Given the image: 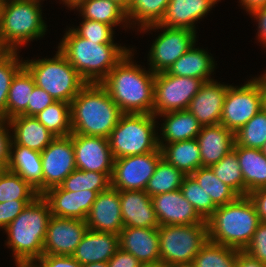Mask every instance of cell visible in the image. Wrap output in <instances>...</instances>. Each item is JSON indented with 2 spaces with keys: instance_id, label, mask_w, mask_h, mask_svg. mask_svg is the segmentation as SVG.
<instances>
[{
  "instance_id": "cell-48",
  "label": "cell",
  "mask_w": 266,
  "mask_h": 267,
  "mask_svg": "<svg viewBox=\"0 0 266 267\" xmlns=\"http://www.w3.org/2000/svg\"><path fill=\"white\" fill-rule=\"evenodd\" d=\"M56 100L44 89L35 86L27 106V116H36Z\"/></svg>"
},
{
  "instance_id": "cell-25",
  "label": "cell",
  "mask_w": 266,
  "mask_h": 267,
  "mask_svg": "<svg viewBox=\"0 0 266 267\" xmlns=\"http://www.w3.org/2000/svg\"><path fill=\"white\" fill-rule=\"evenodd\" d=\"M119 249V235L87 230L72 257L81 265L108 262Z\"/></svg>"
},
{
  "instance_id": "cell-63",
  "label": "cell",
  "mask_w": 266,
  "mask_h": 267,
  "mask_svg": "<svg viewBox=\"0 0 266 267\" xmlns=\"http://www.w3.org/2000/svg\"><path fill=\"white\" fill-rule=\"evenodd\" d=\"M16 267H33L32 265H16Z\"/></svg>"
},
{
  "instance_id": "cell-65",
  "label": "cell",
  "mask_w": 266,
  "mask_h": 267,
  "mask_svg": "<svg viewBox=\"0 0 266 267\" xmlns=\"http://www.w3.org/2000/svg\"><path fill=\"white\" fill-rule=\"evenodd\" d=\"M175 267H192L191 265H185V266H175Z\"/></svg>"
},
{
  "instance_id": "cell-9",
  "label": "cell",
  "mask_w": 266,
  "mask_h": 267,
  "mask_svg": "<svg viewBox=\"0 0 266 267\" xmlns=\"http://www.w3.org/2000/svg\"><path fill=\"white\" fill-rule=\"evenodd\" d=\"M160 261L175 267L191 265L209 240L207 224L158 227Z\"/></svg>"
},
{
  "instance_id": "cell-33",
  "label": "cell",
  "mask_w": 266,
  "mask_h": 267,
  "mask_svg": "<svg viewBox=\"0 0 266 267\" xmlns=\"http://www.w3.org/2000/svg\"><path fill=\"white\" fill-rule=\"evenodd\" d=\"M35 80L29 70L23 66L14 76L6 102V120L18 115L27 116V106L35 87Z\"/></svg>"
},
{
  "instance_id": "cell-1",
  "label": "cell",
  "mask_w": 266,
  "mask_h": 267,
  "mask_svg": "<svg viewBox=\"0 0 266 267\" xmlns=\"http://www.w3.org/2000/svg\"><path fill=\"white\" fill-rule=\"evenodd\" d=\"M132 49L100 84L122 113L153 114L155 73L133 61Z\"/></svg>"
},
{
  "instance_id": "cell-37",
  "label": "cell",
  "mask_w": 266,
  "mask_h": 267,
  "mask_svg": "<svg viewBox=\"0 0 266 267\" xmlns=\"http://www.w3.org/2000/svg\"><path fill=\"white\" fill-rule=\"evenodd\" d=\"M35 118L55 137H65L72 133L70 103L55 101Z\"/></svg>"
},
{
  "instance_id": "cell-41",
  "label": "cell",
  "mask_w": 266,
  "mask_h": 267,
  "mask_svg": "<svg viewBox=\"0 0 266 267\" xmlns=\"http://www.w3.org/2000/svg\"><path fill=\"white\" fill-rule=\"evenodd\" d=\"M235 145L260 149L266 143V111L262 109L234 133Z\"/></svg>"
},
{
  "instance_id": "cell-22",
  "label": "cell",
  "mask_w": 266,
  "mask_h": 267,
  "mask_svg": "<svg viewBox=\"0 0 266 267\" xmlns=\"http://www.w3.org/2000/svg\"><path fill=\"white\" fill-rule=\"evenodd\" d=\"M118 235L119 248L142 264L160 261L158 228L124 227Z\"/></svg>"
},
{
  "instance_id": "cell-53",
  "label": "cell",
  "mask_w": 266,
  "mask_h": 267,
  "mask_svg": "<svg viewBox=\"0 0 266 267\" xmlns=\"http://www.w3.org/2000/svg\"><path fill=\"white\" fill-rule=\"evenodd\" d=\"M249 15L254 17V20L258 22V41L260 42V44L262 43V45H264V48H266V6L254 10Z\"/></svg>"
},
{
  "instance_id": "cell-61",
  "label": "cell",
  "mask_w": 266,
  "mask_h": 267,
  "mask_svg": "<svg viewBox=\"0 0 266 267\" xmlns=\"http://www.w3.org/2000/svg\"><path fill=\"white\" fill-rule=\"evenodd\" d=\"M5 2L6 0H0V29L2 26L3 9H4Z\"/></svg>"
},
{
  "instance_id": "cell-50",
  "label": "cell",
  "mask_w": 266,
  "mask_h": 267,
  "mask_svg": "<svg viewBox=\"0 0 266 267\" xmlns=\"http://www.w3.org/2000/svg\"><path fill=\"white\" fill-rule=\"evenodd\" d=\"M33 267H82L72 256L43 254L32 264Z\"/></svg>"
},
{
  "instance_id": "cell-54",
  "label": "cell",
  "mask_w": 266,
  "mask_h": 267,
  "mask_svg": "<svg viewBox=\"0 0 266 267\" xmlns=\"http://www.w3.org/2000/svg\"><path fill=\"white\" fill-rule=\"evenodd\" d=\"M236 267H266V265L256 259H253L246 252L239 251Z\"/></svg>"
},
{
  "instance_id": "cell-19",
  "label": "cell",
  "mask_w": 266,
  "mask_h": 267,
  "mask_svg": "<svg viewBox=\"0 0 266 267\" xmlns=\"http://www.w3.org/2000/svg\"><path fill=\"white\" fill-rule=\"evenodd\" d=\"M85 222L89 230L119 234L124 228L119 190L110 187L98 193Z\"/></svg>"
},
{
  "instance_id": "cell-49",
  "label": "cell",
  "mask_w": 266,
  "mask_h": 267,
  "mask_svg": "<svg viewBox=\"0 0 266 267\" xmlns=\"http://www.w3.org/2000/svg\"><path fill=\"white\" fill-rule=\"evenodd\" d=\"M8 120L0 119V166L7 168L11 159L12 134ZM10 130V131H9Z\"/></svg>"
},
{
  "instance_id": "cell-13",
  "label": "cell",
  "mask_w": 266,
  "mask_h": 267,
  "mask_svg": "<svg viewBox=\"0 0 266 267\" xmlns=\"http://www.w3.org/2000/svg\"><path fill=\"white\" fill-rule=\"evenodd\" d=\"M161 158L162 152L158 148L153 152L114 159L111 188L145 191Z\"/></svg>"
},
{
  "instance_id": "cell-46",
  "label": "cell",
  "mask_w": 266,
  "mask_h": 267,
  "mask_svg": "<svg viewBox=\"0 0 266 267\" xmlns=\"http://www.w3.org/2000/svg\"><path fill=\"white\" fill-rule=\"evenodd\" d=\"M243 251L266 265V223L261 222L258 225L251 241Z\"/></svg>"
},
{
  "instance_id": "cell-16",
  "label": "cell",
  "mask_w": 266,
  "mask_h": 267,
  "mask_svg": "<svg viewBox=\"0 0 266 267\" xmlns=\"http://www.w3.org/2000/svg\"><path fill=\"white\" fill-rule=\"evenodd\" d=\"M87 230L84 220L52 215L46 231L43 254L72 256Z\"/></svg>"
},
{
  "instance_id": "cell-34",
  "label": "cell",
  "mask_w": 266,
  "mask_h": 267,
  "mask_svg": "<svg viewBox=\"0 0 266 267\" xmlns=\"http://www.w3.org/2000/svg\"><path fill=\"white\" fill-rule=\"evenodd\" d=\"M170 0H131L126 16L130 27L131 25L143 28L152 24L159 23L166 11Z\"/></svg>"
},
{
  "instance_id": "cell-8",
  "label": "cell",
  "mask_w": 266,
  "mask_h": 267,
  "mask_svg": "<svg viewBox=\"0 0 266 267\" xmlns=\"http://www.w3.org/2000/svg\"><path fill=\"white\" fill-rule=\"evenodd\" d=\"M35 85L47 91L56 101L71 103L87 84L58 50L53 58L24 60Z\"/></svg>"
},
{
  "instance_id": "cell-52",
  "label": "cell",
  "mask_w": 266,
  "mask_h": 267,
  "mask_svg": "<svg viewBox=\"0 0 266 267\" xmlns=\"http://www.w3.org/2000/svg\"><path fill=\"white\" fill-rule=\"evenodd\" d=\"M248 197L255 205L260 221L266 223V187L253 190Z\"/></svg>"
},
{
  "instance_id": "cell-56",
  "label": "cell",
  "mask_w": 266,
  "mask_h": 267,
  "mask_svg": "<svg viewBox=\"0 0 266 267\" xmlns=\"http://www.w3.org/2000/svg\"><path fill=\"white\" fill-rule=\"evenodd\" d=\"M260 88H261V106L262 110L266 111V74L260 76Z\"/></svg>"
},
{
  "instance_id": "cell-27",
  "label": "cell",
  "mask_w": 266,
  "mask_h": 267,
  "mask_svg": "<svg viewBox=\"0 0 266 267\" xmlns=\"http://www.w3.org/2000/svg\"><path fill=\"white\" fill-rule=\"evenodd\" d=\"M157 116L164 117L163 121L165 120L160 127L162 133L160 132L161 137L158 135V144L196 139L202 128V125L187 109Z\"/></svg>"
},
{
  "instance_id": "cell-62",
  "label": "cell",
  "mask_w": 266,
  "mask_h": 267,
  "mask_svg": "<svg viewBox=\"0 0 266 267\" xmlns=\"http://www.w3.org/2000/svg\"><path fill=\"white\" fill-rule=\"evenodd\" d=\"M8 50L0 43V58L7 52Z\"/></svg>"
},
{
  "instance_id": "cell-23",
  "label": "cell",
  "mask_w": 266,
  "mask_h": 267,
  "mask_svg": "<svg viewBox=\"0 0 266 267\" xmlns=\"http://www.w3.org/2000/svg\"><path fill=\"white\" fill-rule=\"evenodd\" d=\"M220 0H170L162 20L167 28L188 29L196 32L194 23L204 18Z\"/></svg>"
},
{
  "instance_id": "cell-32",
  "label": "cell",
  "mask_w": 266,
  "mask_h": 267,
  "mask_svg": "<svg viewBox=\"0 0 266 267\" xmlns=\"http://www.w3.org/2000/svg\"><path fill=\"white\" fill-rule=\"evenodd\" d=\"M72 9L78 10L82 19L102 22L113 28L121 24L124 29L125 26L130 28L126 11L110 0H82Z\"/></svg>"
},
{
  "instance_id": "cell-15",
  "label": "cell",
  "mask_w": 266,
  "mask_h": 267,
  "mask_svg": "<svg viewBox=\"0 0 266 267\" xmlns=\"http://www.w3.org/2000/svg\"><path fill=\"white\" fill-rule=\"evenodd\" d=\"M72 142L77 170L112 173L114 158L108 138L72 134Z\"/></svg>"
},
{
  "instance_id": "cell-40",
  "label": "cell",
  "mask_w": 266,
  "mask_h": 267,
  "mask_svg": "<svg viewBox=\"0 0 266 267\" xmlns=\"http://www.w3.org/2000/svg\"><path fill=\"white\" fill-rule=\"evenodd\" d=\"M112 173H99L94 171L74 170L60 185L67 191L92 190L97 193L111 187Z\"/></svg>"
},
{
  "instance_id": "cell-58",
  "label": "cell",
  "mask_w": 266,
  "mask_h": 267,
  "mask_svg": "<svg viewBox=\"0 0 266 267\" xmlns=\"http://www.w3.org/2000/svg\"><path fill=\"white\" fill-rule=\"evenodd\" d=\"M141 267H172V266H169L161 261H158V262H154V263H147V264H142Z\"/></svg>"
},
{
  "instance_id": "cell-20",
  "label": "cell",
  "mask_w": 266,
  "mask_h": 267,
  "mask_svg": "<svg viewBox=\"0 0 266 267\" xmlns=\"http://www.w3.org/2000/svg\"><path fill=\"white\" fill-rule=\"evenodd\" d=\"M228 84L207 81L189 102L187 110L191 112L202 126L219 124Z\"/></svg>"
},
{
  "instance_id": "cell-31",
  "label": "cell",
  "mask_w": 266,
  "mask_h": 267,
  "mask_svg": "<svg viewBox=\"0 0 266 267\" xmlns=\"http://www.w3.org/2000/svg\"><path fill=\"white\" fill-rule=\"evenodd\" d=\"M158 145L162 152V158L185 175H191L202 167L197 139Z\"/></svg>"
},
{
  "instance_id": "cell-57",
  "label": "cell",
  "mask_w": 266,
  "mask_h": 267,
  "mask_svg": "<svg viewBox=\"0 0 266 267\" xmlns=\"http://www.w3.org/2000/svg\"><path fill=\"white\" fill-rule=\"evenodd\" d=\"M118 4L120 7H122L125 11L128 10V7L130 5L131 0H110Z\"/></svg>"
},
{
  "instance_id": "cell-42",
  "label": "cell",
  "mask_w": 266,
  "mask_h": 267,
  "mask_svg": "<svg viewBox=\"0 0 266 267\" xmlns=\"http://www.w3.org/2000/svg\"><path fill=\"white\" fill-rule=\"evenodd\" d=\"M210 168L219 180L231 187L239 196H244V177L234 150Z\"/></svg>"
},
{
  "instance_id": "cell-6",
  "label": "cell",
  "mask_w": 266,
  "mask_h": 267,
  "mask_svg": "<svg viewBox=\"0 0 266 267\" xmlns=\"http://www.w3.org/2000/svg\"><path fill=\"white\" fill-rule=\"evenodd\" d=\"M42 0H6L3 9L0 43L8 51L43 37L47 25L42 17Z\"/></svg>"
},
{
  "instance_id": "cell-29",
  "label": "cell",
  "mask_w": 266,
  "mask_h": 267,
  "mask_svg": "<svg viewBox=\"0 0 266 267\" xmlns=\"http://www.w3.org/2000/svg\"><path fill=\"white\" fill-rule=\"evenodd\" d=\"M215 61L205 49L195 48V44L178 58L166 71L175 76L193 77L204 82L214 80Z\"/></svg>"
},
{
  "instance_id": "cell-3",
  "label": "cell",
  "mask_w": 266,
  "mask_h": 267,
  "mask_svg": "<svg viewBox=\"0 0 266 267\" xmlns=\"http://www.w3.org/2000/svg\"><path fill=\"white\" fill-rule=\"evenodd\" d=\"M72 134L109 138L123 114L100 83H87L70 103Z\"/></svg>"
},
{
  "instance_id": "cell-10",
  "label": "cell",
  "mask_w": 266,
  "mask_h": 267,
  "mask_svg": "<svg viewBox=\"0 0 266 267\" xmlns=\"http://www.w3.org/2000/svg\"><path fill=\"white\" fill-rule=\"evenodd\" d=\"M158 29L164 30L153 41L148 53L149 69L155 74L167 71L197 41V32L188 29L167 28L158 23L145 26L140 30L147 32Z\"/></svg>"
},
{
  "instance_id": "cell-11",
  "label": "cell",
  "mask_w": 266,
  "mask_h": 267,
  "mask_svg": "<svg viewBox=\"0 0 266 267\" xmlns=\"http://www.w3.org/2000/svg\"><path fill=\"white\" fill-rule=\"evenodd\" d=\"M204 81L193 77L155 74L153 115L186 110Z\"/></svg>"
},
{
  "instance_id": "cell-18",
  "label": "cell",
  "mask_w": 266,
  "mask_h": 267,
  "mask_svg": "<svg viewBox=\"0 0 266 267\" xmlns=\"http://www.w3.org/2000/svg\"><path fill=\"white\" fill-rule=\"evenodd\" d=\"M98 193L92 190L67 191L61 186L53 187L42 194L53 216L84 220Z\"/></svg>"
},
{
  "instance_id": "cell-30",
  "label": "cell",
  "mask_w": 266,
  "mask_h": 267,
  "mask_svg": "<svg viewBox=\"0 0 266 267\" xmlns=\"http://www.w3.org/2000/svg\"><path fill=\"white\" fill-rule=\"evenodd\" d=\"M7 168L29 182L39 195L43 194L41 152L24 146H11V159Z\"/></svg>"
},
{
  "instance_id": "cell-51",
  "label": "cell",
  "mask_w": 266,
  "mask_h": 267,
  "mask_svg": "<svg viewBox=\"0 0 266 267\" xmlns=\"http://www.w3.org/2000/svg\"><path fill=\"white\" fill-rule=\"evenodd\" d=\"M108 267H141L142 263L132 254L118 249L107 262Z\"/></svg>"
},
{
  "instance_id": "cell-64",
  "label": "cell",
  "mask_w": 266,
  "mask_h": 267,
  "mask_svg": "<svg viewBox=\"0 0 266 267\" xmlns=\"http://www.w3.org/2000/svg\"><path fill=\"white\" fill-rule=\"evenodd\" d=\"M262 151H263L264 155L266 156V143H265L264 147L262 148Z\"/></svg>"
},
{
  "instance_id": "cell-45",
  "label": "cell",
  "mask_w": 266,
  "mask_h": 267,
  "mask_svg": "<svg viewBox=\"0 0 266 267\" xmlns=\"http://www.w3.org/2000/svg\"><path fill=\"white\" fill-rule=\"evenodd\" d=\"M80 37L91 41H99V44L114 43L113 27L98 21L83 19L77 28L71 27Z\"/></svg>"
},
{
  "instance_id": "cell-24",
  "label": "cell",
  "mask_w": 266,
  "mask_h": 267,
  "mask_svg": "<svg viewBox=\"0 0 266 267\" xmlns=\"http://www.w3.org/2000/svg\"><path fill=\"white\" fill-rule=\"evenodd\" d=\"M202 167H211L233 150L234 132L219 124L202 126L197 135Z\"/></svg>"
},
{
  "instance_id": "cell-35",
  "label": "cell",
  "mask_w": 266,
  "mask_h": 267,
  "mask_svg": "<svg viewBox=\"0 0 266 267\" xmlns=\"http://www.w3.org/2000/svg\"><path fill=\"white\" fill-rule=\"evenodd\" d=\"M185 174L161 158L153 176L149 179L145 191L150 197L180 189Z\"/></svg>"
},
{
  "instance_id": "cell-47",
  "label": "cell",
  "mask_w": 266,
  "mask_h": 267,
  "mask_svg": "<svg viewBox=\"0 0 266 267\" xmlns=\"http://www.w3.org/2000/svg\"><path fill=\"white\" fill-rule=\"evenodd\" d=\"M34 200H11L0 203V229L4 230Z\"/></svg>"
},
{
  "instance_id": "cell-2",
  "label": "cell",
  "mask_w": 266,
  "mask_h": 267,
  "mask_svg": "<svg viewBox=\"0 0 266 267\" xmlns=\"http://www.w3.org/2000/svg\"><path fill=\"white\" fill-rule=\"evenodd\" d=\"M58 50L86 83H101L130 51L117 43H103L80 37L72 28L65 32Z\"/></svg>"
},
{
  "instance_id": "cell-28",
  "label": "cell",
  "mask_w": 266,
  "mask_h": 267,
  "mask_svg": "<svg viewBox=\"0 0 266 267\" xmlns=\"http://www.w3.org/2000/svg\"><path fill=\"white\" fill-rule=\"evenodd\" d=\"M244 177V196L258 188L266 187V156L260 149L233 146Z\"/></svg>"
},
{
  "instance_id": "cell-60",
  "label": "cell",
  "mask_w": 266,
  "mask_h": 267,
  "mask_svg": "<svg viewBox=\"0 0 266 267\" xmlns=\"http://www.w3.org/2000/svg\"><path fill=\"white\" fill-rule=\"evenodd\" d=\"M70 9L74 8L82 0H61Z\"/></svg>"
},
{
  "instance_id": "cell-21",
  "label": "cell",
  "mask_w": 266,
  "mask_h": 267,
  "mask_svg": "<svg viewBox=\"0 0 266 267\" xmlns=\"http://www.w3.org/2000/svg\"><path fill=\"white\" fill-rule=\"evenodd\" d=\"M124 227L158 228L152 199L143 190H119Z\"/></svg>"
},
{
  "instance_id": "cell-12",
  "label": "cell",
  "mask_w": 266,
  "mask_h": 267,
  "mask_svg": "<svg viewBox=\"0 0 266 267\" xmlns=\"http://www.w3.org/2000/svg\"><path fill=\"white\" fill-rule=\"evenodd\" d=\"M261 109L260 76L251 78L241 87L229 85L220 124L235 133Z\"/></svg>"
},
{
  "instance_id": "cell-39",
  "label": "cell",
  "mask_w": 266,
  "mask_h": 267,
  "mask_svg": "<svg viewBox=\"0 0 266 267\" xmlns=\"http://www.w3.org/2000/svg\"><path fill=\"white\" fill-rule=\"evenodd\" d=\"M36 189L20 175L3 168L0 171V203L11 200H35Z\"/></svg>"
},
{
  "instance_id": "cell-36",
  "label": "cell",
  "mask_w": 266,
  "mask_h": 267,
  "mask_svg": "<svg viewBox=\"0 0 266 267\" xmlns=\"http://www.w3.org/2000/svg\"><path fill=\"white\" fill-rule=\"evenodd\" d=\"M240 250L208 240L194 257L192 267H236Z\"/></svg>"
},
{
  "instance_id": "cell-44",
  "label": "cell",
  "mask_w": 266,
  "mask_h": 267,
  "mask_svg": "<svg viewBox=\"0 0 266 267\" xmlns=\"http://www.w3.org/2000/svg\"><path fill=\"white\" fill-rule=\"evenodd\" d=\"M180 191L205 221L217 209L210 195H207L191 175L185 176Z\"/></svg>"
},
{
  "instance_id": "cell-5",
  "label": "cell",
  "mask_w": 266,
  "mask_h": 267,
  "mask_svg": "<svg viewBox=\"0 0 266 267\" xmlns=\"http://www.w3.org/2000/svg\"><path fill=\"white\" fill-rule=\"evenodd\" d=\"M209 240L243 251L261 223L255 205L248 196L218 206L206 220Z\"/></svg>"
},
{
  "instance_id": "cell-43",
  "label": "cell",
  "mask_w": 266,
  "mask_h": 267,
  "mask_svg": "<svg viewBox=\"0 0 266 267\" xmlns=\"http://www.w3.org/2000/svg\"><path fill=\"white\" fill-rule=\"evenodd\" d=\"M19 51H7L0 58V119L6 120V102L12 79L24 66L18 56Z\"/></svg>"
},
{
  "instance_id": "cell-17",
  "label": "cell",
  "mask_w": 266,
  "mask_h": 267,
  "mask_svg": "<svg viewBox=\"0 0 266 267\" xmlns=\"http://www.w3.org/2000/svg\"><path fill=\"white\" fill-rule=\"evenodd\" d=\"M159 226L207 224L180 189L151 197Z\"/></svg>"
},
{
  "instance_id": "cell-7",
  "label": "cell",
  "mask_w": 266,
  "mask_h": 267,
  "mask_svg": "<svg viewBox=\"0 0 266 267\" xmlns=\"http://www.w3.org/2000/svg\"><path fill=\"white\" fill-rule=\"evenodd\" d=\"M156 118L153 114L123 113L108 138L113 158L156 151L159 148Z\"/></svg>"
},
{
  "instance_id": "cell-59",
  "label": "cell",
  "mask_w": 266,
  "mask_h": 267,
  "mask_svg": "<svg viewBox=\"0 0 266 267\" xmlns=\"http://www.w3.org/2000/svg\"><path fill=\"white\" fill-rule=\"evenodd\" d=\"M82 267H108L107 262H93L82 265Z\"/></svg>"
},
{
  "instance_id": "cell-4",
  "label": "cell",
  "mask_w": 266,
  "mask_h": 267,
  "mask_svg": "<svg viewBox=\"0 0 266 267\" xmlns=\"http://www.w3.org/2000/svg\"><path fill=\"white\" fill-rule=\"evenodd\" d=\"M51 216L48 202L40 195L4 229L8 235L5 244L12 249L15 265H31L43 255Z\"/></svg>"
},
{
  "instance_id": "cell-26",
  "label": "cell",
  "mask_w": 266,
  "mask_h": 267,
  "mask_svg": "<svg viewBox=\"0 0 266 267\" xmlns=\"http://www.w3.org/2000/svg\"><path fill=\"white\" fill-rule=\"evenodd\" d=\"M12 145L42 152L56 137L34 116L18 115L8 120Z\"/></svg>"
},
{
  "instance_id": "cell-55",
  "label": "cell",
  "mask_w": 266,
  "mask_h": 267,
  "mask_svg": "<svg viewBox=\"0 0 266 267\" xmlns=\"http://www.w3.org/2000/svg\"><path fill=\"white\" fill-rule=\"evenodd\" d=\"M240 5L250 14L254 10L266 6V0H239Z\"/></svg>"
},
{
  "instance_id": "cell-14",
  "label": "cell",
  "mask_w": 266,
  "mask_h": 267,
  "mask_svg": "<svg viewBox=\"0 0 266 267\" xmlns=\"http://www.w3.org/2000/svg\"><path fill=\"white\" fill-rule=\"evenodd\" d=\"M43 170V193L60 186L76 170L72 133L65 137H56L41 152Z\"/></svg>"
},
{
  "instance_id": "cell-38",
  "label": "cell",
  "mask_w": 266,
  "mask_h": 267,
  "mask_svg": "<svg viewBox=\"0 0 266 267\" xmlns=\"http://www.w3.org/2000/svg\"><path fill=\"white\" fill-rule=\"evenodd\" d=\"M191 176L210 195L213 203L218 206L235 201L239 195L228 185L219 180L210 167H201Z\"/></svg>"
}]
</instances>
